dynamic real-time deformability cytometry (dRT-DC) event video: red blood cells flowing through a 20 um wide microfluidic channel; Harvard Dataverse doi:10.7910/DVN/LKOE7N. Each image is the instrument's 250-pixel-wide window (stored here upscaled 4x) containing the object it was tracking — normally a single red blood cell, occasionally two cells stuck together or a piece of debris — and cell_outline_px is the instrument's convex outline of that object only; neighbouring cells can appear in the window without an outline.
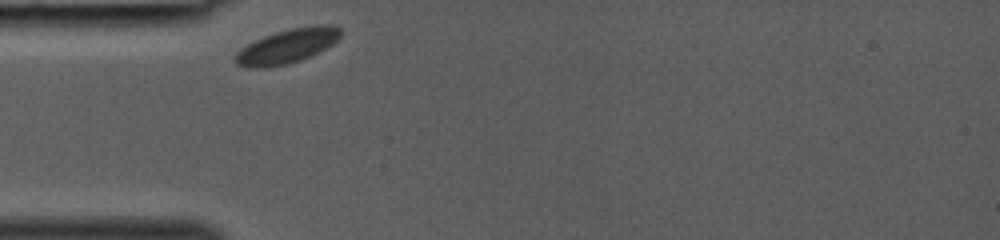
{"species": "common noctule bat (a hibernating species)", "species_latin": "Nyctalus noctula", "temperature_condition": "room temperature", "stored_images_in_passage": 25, "camera_frame_rate_fps": 3000, "um_per_image_px": 0.085, "animal": {"sex": "female", "body_mass_g": 19.0, "forearm_length_mm": 53.3}, "frame": {"image": 1, "passage_image": 1, "time_ms": 0.0, "image_size_px": [1000, 240], "cell_outline_px": [[344, 32], [332, 44], [300, 60], [288, 64], [264, 68], [248, 68], [236, 64], [232, 56], [240, 48], [264, 36], [276, 32], [292, 28], [312, 24], [332, 24], [340, 28]], "centroid_in_image_um": [24.39, 3.91], "position_along_channel_um": 60.6, "area_um2": 21.15}}
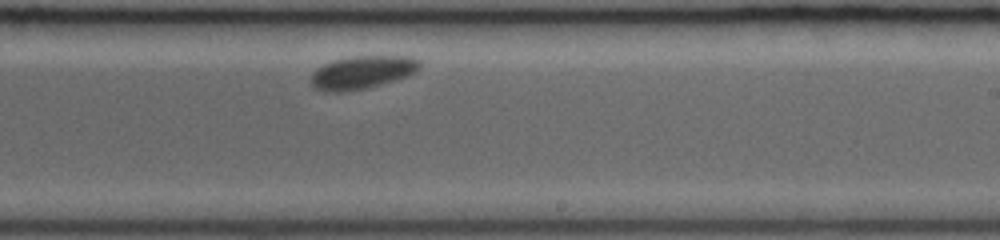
{"frame": {"image": 2, "passage_image": 15, "time_ms": 4.667, "image_size_px": [1000, 240], "cell_outline_px": [[420, 68], [408, 76], [380, 84], [364, 88], [340, 92], [332, 92], [316, 88], [312, 84], [312, 72], [316, 68], [324, 64], [348, 56], [412, 56], [420, 60]], "centroid_in_image_um": [30.81, 6.12], "position_along_channel_um": 258.2, "area_um2": 20.69}}
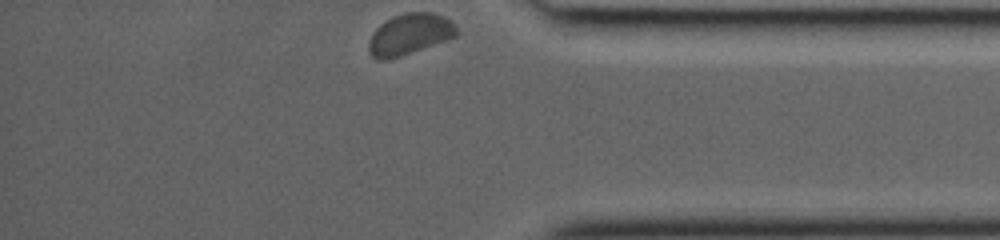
{"frame": {"image": 3, "passage_image": 25, "time_ms": 8.0, "image_size_px": [1000, 240], "cell_outline_px": [[456, 36], [448, 40], [400, 56], [384, 60], [376, 60], [368, 52], [368, 40], [372, 32], [380, 24], [392, 16], [404, 12], [432, 12], [444, 16], [456, 28]], "centroid_in_image_um": [34.76, 2.91], "position_along_channel_um": 400.4, "area_um2": 21.1}}